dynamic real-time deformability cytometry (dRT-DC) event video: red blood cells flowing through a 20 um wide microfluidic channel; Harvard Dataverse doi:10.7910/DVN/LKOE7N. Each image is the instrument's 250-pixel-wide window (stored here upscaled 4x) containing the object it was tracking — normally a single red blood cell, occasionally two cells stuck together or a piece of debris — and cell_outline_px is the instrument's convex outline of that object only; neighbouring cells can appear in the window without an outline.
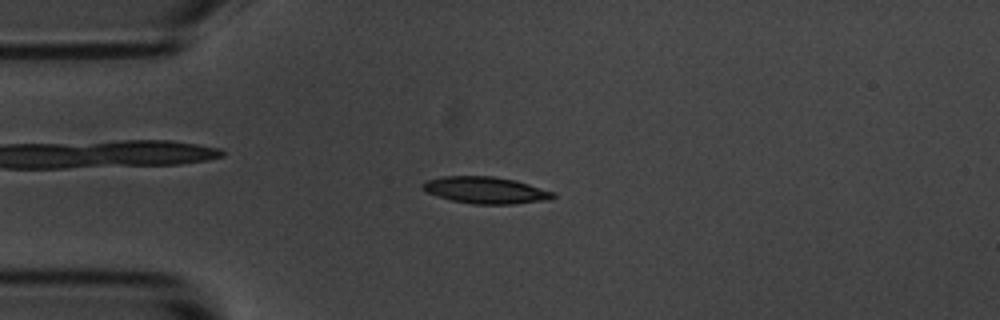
{"species": "common noctule bat (a hibernating species)", "species_latin": "Nyctalus noctula", "temperature_condition": "room temperature", "stored_images_in_passage": 54, "camera_frame_rate_fps": 3000, "um_per_image_px": 0.085, "animal": {"sex": "male", "body_mass_g": 20.1, "forearm_length_mm": 53.5}, "frame": {"image": 1, "passage_image": 13, "time_ms": 4.0, "image_size_px": [1000, 320], "cell_outline_px": [[556, 196], [552, 200], [512, 204], [472, 204], [452, 200], [428, 192], [420, 184], [428, 180], [444, 176], [492, 176], [516, 180], [552, 192]], "centroid_in_image_um": [41.32, 16.17], "position_along_channel_um": 43.7, "area_um2": 20.11}}
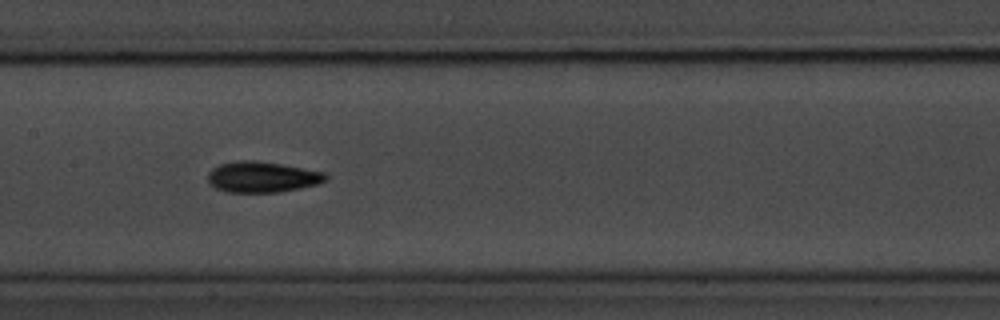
{"frame": {"image": 2, "passage_image": 26, "time_ms": 8.333, "image_size_px": [1000, 320], "cell_outline_px": [[328, 180], [316, 184], [300, 188], [280, 192], [228, 192], [216, 188], [208, 180], [208, 172], [212, 168], [220, 164], [236, 160], [256, 160], [280, 164], [324, 172], [328, 176]], "centroid_in_image_um": [22.28, 15.04], "position_along_channel_um": 185.1, "area_um2": 21.1}}
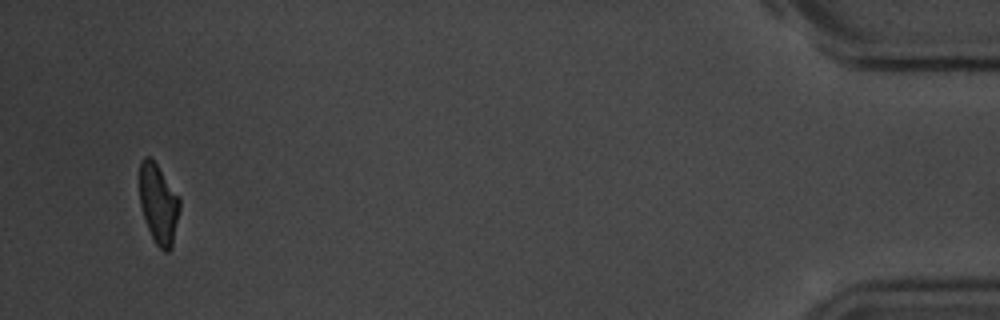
{"frame": {"image": 3, "passage_image": 52, "time_ms": 17.0, "image_size_px": [1000, 320], "cell_outline_px": [[180, 208], [172, 248], [168, 252], [164, 252], [156, 244], [144, 220], [140, 204], [140, 164], [144, 156], [148, 156], [156, 164], [180, 196]], "centroid_in_image_um": [13.49, 17.35], "position_along_channel_um": 421.7, "area_um2": 18.67}, "authors_computed_cell_mechanics": {"area_um2": 19.7676, "velocity_mm_per_s": 3.6693, "shape_relaxation_time_tau1_ms": 3.5473, "shape_relaxation_time_tau2_ms": 4.5654, "deformation_change_tau1": 0.1378, "deformation_change_tau2": 0.114}}